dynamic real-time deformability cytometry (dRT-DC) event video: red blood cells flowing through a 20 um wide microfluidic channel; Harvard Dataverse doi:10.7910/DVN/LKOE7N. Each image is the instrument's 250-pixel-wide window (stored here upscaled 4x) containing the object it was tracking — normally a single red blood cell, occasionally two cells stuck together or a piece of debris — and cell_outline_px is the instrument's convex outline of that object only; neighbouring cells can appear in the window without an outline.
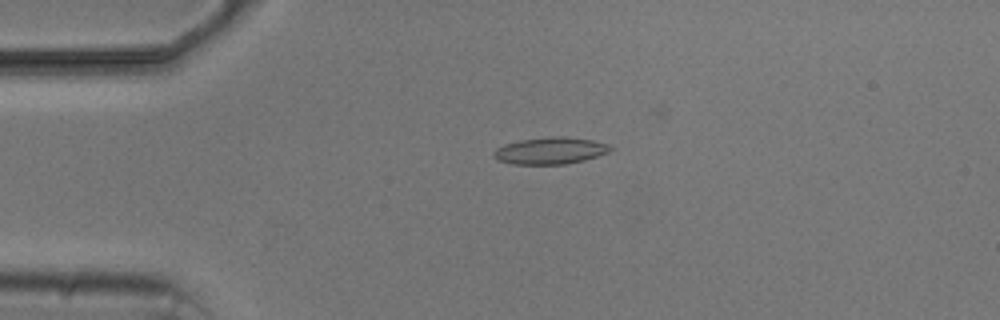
{"species": "common noctule bat (a hibernating species)", "species_latin": "Nyctalus noctula", "temperature_condition": "cold", "stored_images_in_passage": 9, "camera_frame_rate_fps": 3000, "um_per_image_px": 0.085, "animal": {"sex": "male", "body_mass_g": 20.5, "forearm_length_mm": 52.5}, "frame": {"image": 1, "passage_image": 2, "time_ms": 1.0, "image_size_px": [1000, 320], "cell_outline_px": [[612, 148], [608, 152], [584, 160], [564, 164], [512, 164], [500, 160], [492, 156], [492, 152], [496, 148], [504, 144], [520, 140], [548, 136], [564, 136], [592, 140], [608, 144]], "centroid_in_image_um": [46.74, 12.8], "position_along_channel_um": 38.3, "area_um2": 18.21}}
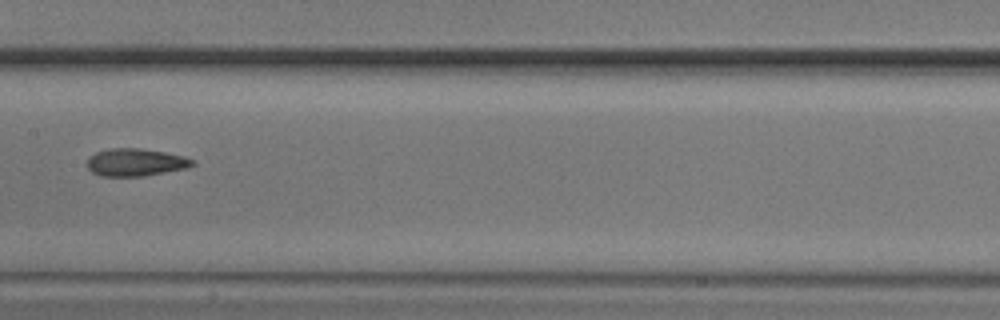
{"frame": {"image": 2, "passage_image": 6, "time_ms": 6.0, "image_size_px": [1000, 320], "cell_outline_px": [[196, 164], [188, 168], [144, 176], [100, 176], [92, 172], [88, 168], [88, 156], [96, 152], [108, 148], [140, 148], [164, 152], [184, 156], [196, 160]], "centroid_in_image_um": [11.55, 13.79], "position_along_channel_um": 195.9, "area_um2": 17.11}}
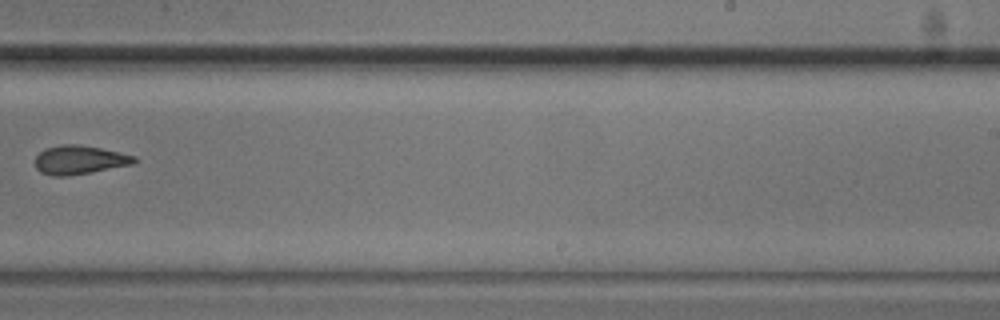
{"frame": {"image": 3, "passage_image": 8, "time_ms": 8.333, "image_size_px": [1000, 320], "cell_outline_px": [[140, 160], [136, 164], [68, 176], [52, 176], [40, 172], [36, 168], [36, 156], [44, 148], [60, 144], [80, 144], [100, 148], [136, 156]], "centroid_in_image_um": [6.79, 13.59], "position_along_channel_um": 282.2, "area_um2": 16.88}}